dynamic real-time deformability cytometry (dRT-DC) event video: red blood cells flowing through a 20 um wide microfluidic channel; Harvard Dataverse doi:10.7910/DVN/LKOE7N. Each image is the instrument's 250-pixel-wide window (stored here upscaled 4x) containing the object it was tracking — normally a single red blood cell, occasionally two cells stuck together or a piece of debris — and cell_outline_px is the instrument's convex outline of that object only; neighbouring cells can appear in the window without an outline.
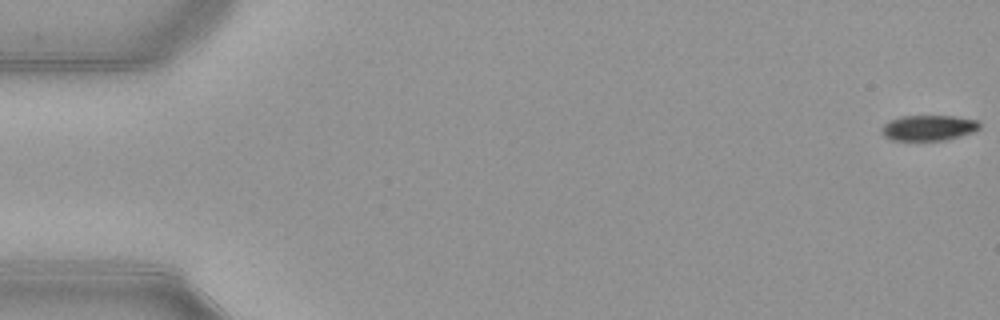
{"species": "common noctule bat (a hibernating species)", "species_latin": "Nyctalus noctula", "temperature_condition": "warm", "stored_images_in_passage": 53, "camera_frame_rate_fps": 3000, "um_per_image_px": 0.085, "animal": {"sex": "female", "body_mass_g": 21.9}, "frame": {"image": 1, "passage_image": 1, "time_ms": 0.0, "image_size_px": [1000, 320], "cell_outline_px": [[980, 128], [972, 132], [944, 140], [892, 140], [884, 136], [880, 128], [888, 120], [900, 116], [952, 116], [976, 120], [980, 124]], "centroid_in_image_um": [78.87, 10.86], "position_along_channel_um": 6.1, "area_um2": 14.45}}
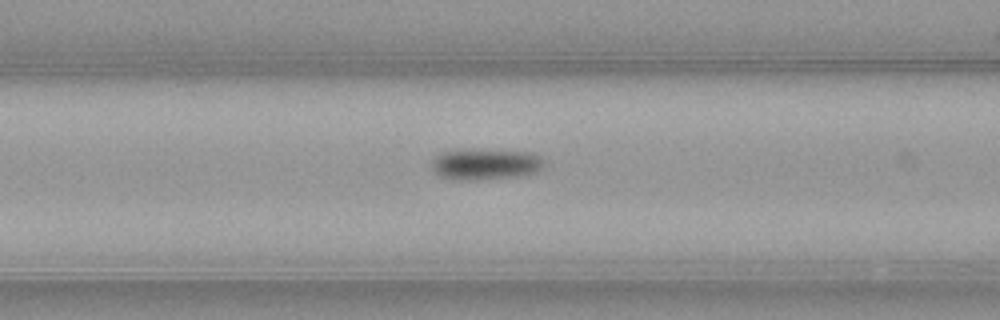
{"frame": {"image": 2, "passage_image": 22, "time_ms": 7.0, "image_size_px": [1000, 320], "cell_outline_px": [[548, 164], [536, 172], [516, 176], [480, 180], [456, 180], [440, 176], [432, 168], [432, 156], [444, 152], [460, 148], [472, 148], [536, 152]], "centroid_in_image_um": [41.29, 13.92], "position_along_channel_um": 125.3, "area_um2": 21.15}}
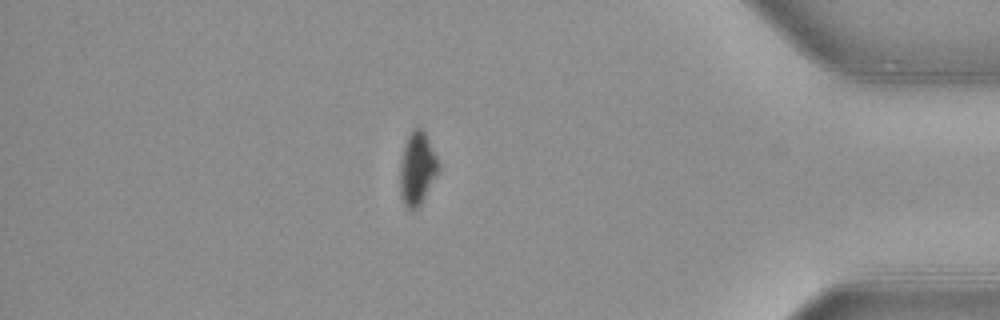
{"frame": {"image": 3, "passage_image": 46, "time_ms": 15.0, "image_size_px": [1000, 320], "cell_outline_px": [[440, 168], [420, 204], [412, 212], [404, 204], [400, 196], [400, 160], [404, 144], [412, 128], [416, 124], [424, 128], [440, 164]], "centroid_in_image_um": [35.45, 14.25], "position_along_channel_um": 399.7, "area_um2": 16.65}, "authors_computed_cell_mechanics": {"area_um2": 17.7446, "velocity_mm_per_s": 3.9172, "shape_relaxation_time_tau1_ms": 4.1435, "shape_relaxation_time_tau2_ms": null, "deformation_change_tau1": 0.115, "deformation_change_tau2": null}}